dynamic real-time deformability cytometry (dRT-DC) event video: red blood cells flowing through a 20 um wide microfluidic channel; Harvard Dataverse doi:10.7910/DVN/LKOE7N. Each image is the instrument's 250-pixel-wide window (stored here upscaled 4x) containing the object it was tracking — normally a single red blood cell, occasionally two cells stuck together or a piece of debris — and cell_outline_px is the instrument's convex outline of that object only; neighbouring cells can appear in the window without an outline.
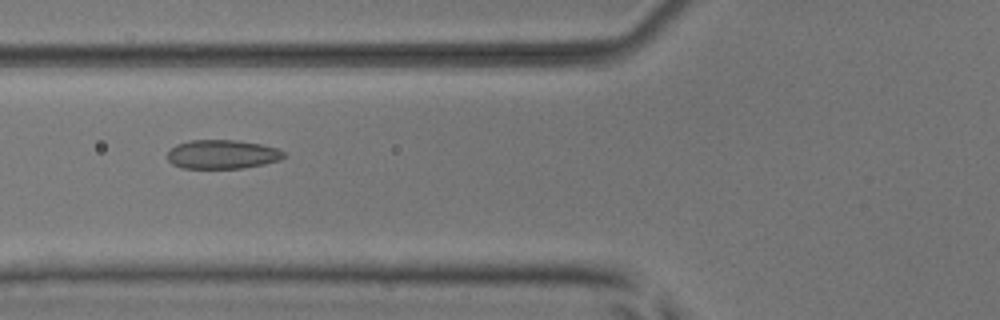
{"species": "common noctule bat (a hibernating species)", "species_latin": "Nyctalus noctula", "temperature_condition": "room temperature", "stored_images_in_passage": 6, "camera_frame_rate_fps": 3000, "um_per_image_px": 0.085, "animal": {"sex": "male", "body_mass_g": 17.9, "forearm_length_mm": 54.2}, "frame": {"image": 1, "passage_image": 4, "time_ms": 3.333, "image_size_px": [1000, 320], "cell_outline_px": [[288, 156], [280, 160], [264, 164], [244, 168], [180, 168], [172, 164], [168, 160], [168, 152], [176, 144], [192, 140], [236, 140], [260, 144], [276, 148], [284, 152]], "centroid_in_image_um": [18.91, 13.12], "position_along_channel_um": 106.9, "area_um2": 19.71}}
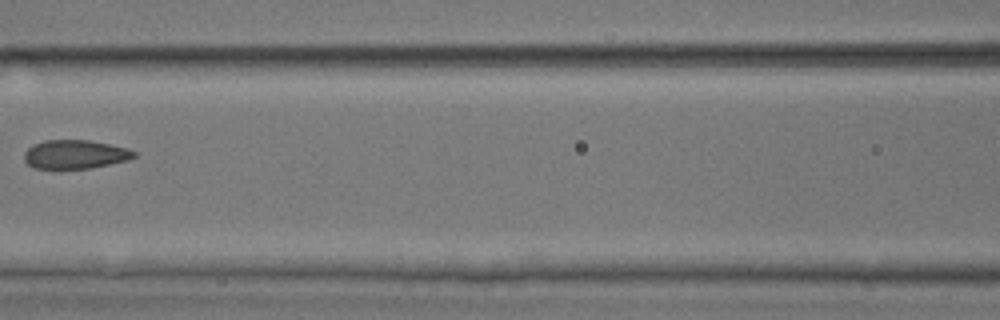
{"frame": {"image": 2, "passage_image": 5, "time_ms": 4.667, "image_size_px": [1000, 320], "cell_outline_px": [[136, 156], [128, 160], [88, 168], [32, 168], [24, 160], [24, 152], [28, 148], [44, 140], [88, 140], [128, 148], [136, 152]], "centroid_in_image_um": [6.38, 13.11], "position_along_channel_um": 160.2, "area_um2": 18.21}}
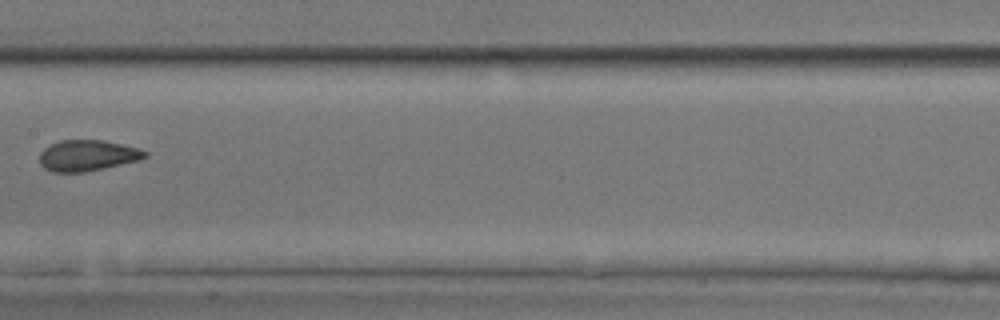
{"frame": {"image": 3, "passage_image": 6, "time_ms": 5.667, "image_size_px": [1000, 320], "cell_outline_px": [[148, 156], [140, 160], [104, 168], [84, 172], [52, 172], [44, 168], [40, 164], [40, 152], [44, 148], [60, 140], [104, 140], [136, 148], [148, 152]], "centroid_in_image_um": [7.42, 13.22], "position_along_channel_um": 200.0, "area_um2": 18.96}}